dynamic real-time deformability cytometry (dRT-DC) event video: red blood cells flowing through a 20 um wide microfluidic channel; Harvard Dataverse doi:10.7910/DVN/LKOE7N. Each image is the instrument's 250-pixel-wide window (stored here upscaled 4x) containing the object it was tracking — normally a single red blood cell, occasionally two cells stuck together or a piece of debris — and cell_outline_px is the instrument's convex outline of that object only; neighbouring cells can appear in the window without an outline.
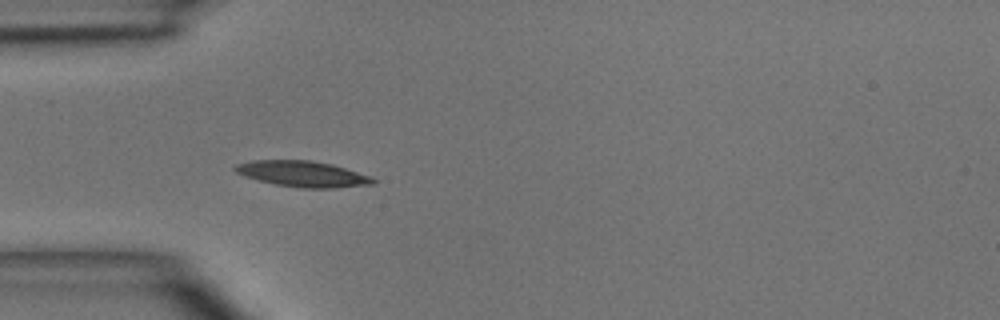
{"species": "common noctule bat (a hibernating species)", "species_latin": "Nyctalus noctula", "temperature_condition": "room temperature", "stored_images_in_passage": 1, "camera_frame_rate_fps": 3000, "um_per_image_px": 0.085, "animal": {"sex": "male", "body_mass_g": 15.6}, "frame": {"image": 1, "passage_image": 1, "time_ms": 0.0, "image_size_px": [1000, 320], "cell_outline_px": [[376, 184], [336, 188], [300, 188], [276, 184], [244, 176], [236, 172], [232, 168], [236, 164], [252, 160], [312, 160], [332, 164], [372, 176], [376, 180]], "centroid_in_image_um": [25.76, 14.78], "position_along_channel_um": 59.2, "area_um2": 20.92}}